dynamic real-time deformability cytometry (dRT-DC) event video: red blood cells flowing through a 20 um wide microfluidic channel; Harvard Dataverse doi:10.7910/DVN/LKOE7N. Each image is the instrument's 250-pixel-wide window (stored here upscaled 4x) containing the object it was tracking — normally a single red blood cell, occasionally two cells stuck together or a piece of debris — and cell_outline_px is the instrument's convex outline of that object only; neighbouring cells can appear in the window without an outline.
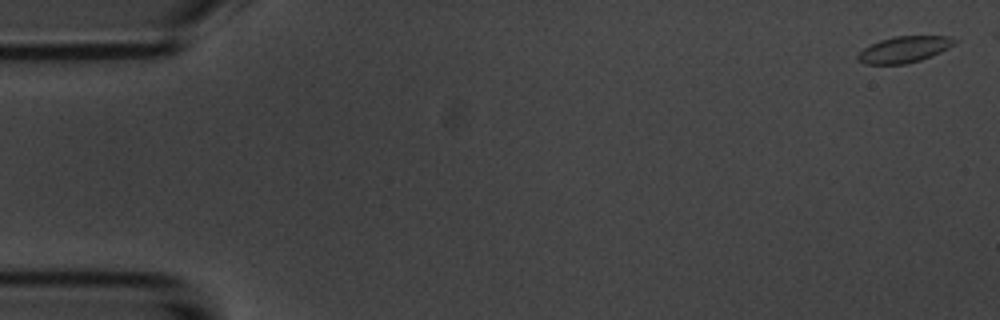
{"species": "common noctule bat (a hibernating species)", "species_latin": "Nyctalus noctula", "temperature_condition": "room temperature", "stored_images_in_passage": 4, "camera_frame_rate_fps": 3000, "um_per_image_px": 0.085, "animal": {"sex": "male", "body_mass_g": 20.1, "forearm_length_mm": 53.5}, "frame": {"image": 1, "passage_image": 1, "time_ms": 0.0, "image_size_px": [1000, 320], "cell_outline_px": [[960, 40], [956, 44], [932, 56], [920, 60], [904, 64], [864, 64], [856, 60], [856, 56], [864, 48], [880, 40], [896, 36], [952, 36]], "centroid_in_image_um": [76.89, 4.2], "position_along_channel_um": 8.1, "area_um2": 14.91}}